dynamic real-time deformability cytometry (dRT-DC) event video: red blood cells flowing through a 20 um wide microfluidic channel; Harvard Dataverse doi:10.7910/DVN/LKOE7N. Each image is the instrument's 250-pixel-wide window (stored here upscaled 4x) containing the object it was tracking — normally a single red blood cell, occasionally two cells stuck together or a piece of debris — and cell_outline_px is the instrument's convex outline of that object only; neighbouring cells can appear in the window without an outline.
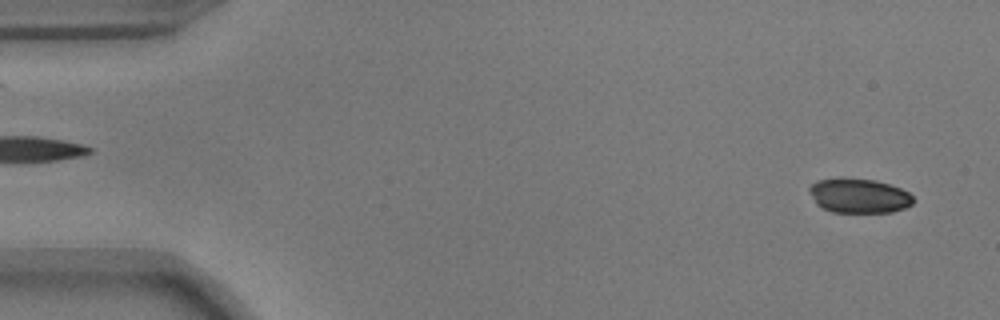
{"species": "common noctule bat (a hibernating species)", "species_latin": "Nyctalus noctula", "temperature_condition": "warm", "stored_images_in_passage": 53, "camera_frame_rate_fps": 3000, "um_per_image_px": 0.085, "animal": {"sex": "male", "body_mass_g": 17.9}, "frame": {"image": 1, "passage_image": 2, "time_ms": 0.333, "image_size_px": [1000, 320], "cell_outline_px": [[916, 200], [912, 204], [904, 208], [892, 212], [832, 212], [816, 204], [808, 188], [816, 180], [840, 176], [876, 180], [900, 188], [908, 192]], "centroid_in_image_um": [73.0, 16.61], "position_along_channel_um": 12.0, "area_um2": 21.21}}
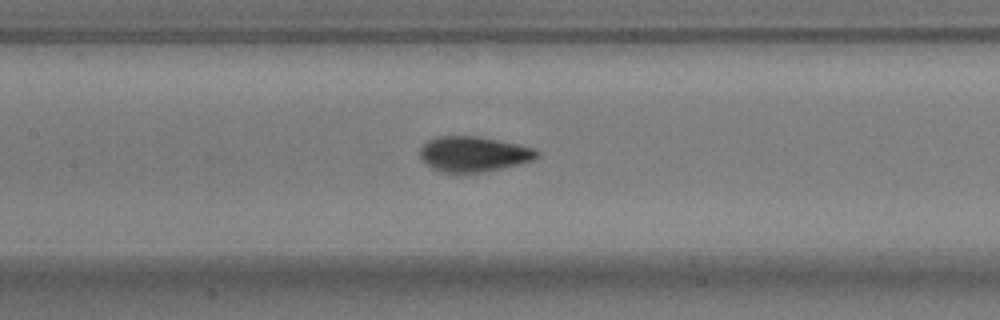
{"frame": {"image": 2, "passage_image": 24, "time_ms": 7.667, "image_size_px": [1000, 320], "cell_outline_px": [[540, 156], [532, 160], [500, 168], [476, 172], [444, 172], [432, 168], [420, 156], [420, 148], [428, 140], [436, 136], [476, 136], [520, 144], [536, 148], [540, 152]], "centroid_in_image_um": [40.28, 13.07], "position_along_channel_um": 167.1, "area_um2": 23.76}}
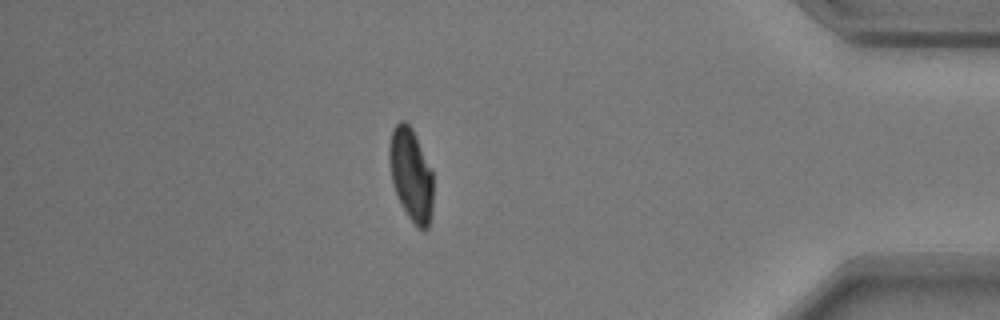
{"frame": {"image": 3, "passage_image": 46, "time_ms": 15.0, "image_size_px": [1000, 320], "cell_outline_px": [[432, 216], [428, 228], [424, 232], [408, 216], [396, 192], [392, 180], [388, 160], [388, 148], [392, 128], [400, 120], [404, 120], [412, 128], [432, 168]], "centroid_in_image_um": [34.94, 14.8], "position_along_channel_um": 400.3, "area_um2": 23.76}, "authors_computed_cell_mechanics": {"area_um2": 23.6402, "velocity_mm_per_s": 3.7175, "shape_relaxation_time_tau1_ms": 3.1569, "shape_relaxation_time_tau2_ms": null, "deformation_change_tau1": 0.1519, "deformation_change_tau2": null}}